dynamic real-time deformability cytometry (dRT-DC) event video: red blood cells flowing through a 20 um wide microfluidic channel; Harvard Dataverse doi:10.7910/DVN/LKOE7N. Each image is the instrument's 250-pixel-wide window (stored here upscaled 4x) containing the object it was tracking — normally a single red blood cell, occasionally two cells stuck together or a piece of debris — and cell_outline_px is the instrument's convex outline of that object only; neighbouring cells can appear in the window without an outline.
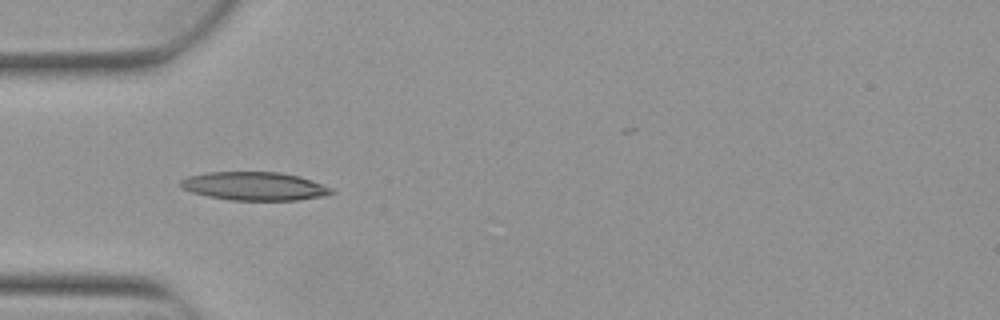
{"species": "Egyptian fruit bat (a non-hibernating species)", "species_latin": "Rousettus aegyptiacus", "temperature_condition": "warm", "stored_images_in_passage": 8, "camera_frame_rate_fps": 3000, "um_per_image_px": 0.085, "animal": {"sex": "female"}, "frame": {"image": 1, "passage_image": 5, "time_ms": 1.333, "image_size_px": [1000, 320], "cell_outline_px": [[336, 192], [328, 196], [296, 200], [232, 200], [208, 196], [192, 192], [180, 188], [180, 180], [188, 176], [208, 172], [280, 172], [300, 176], [332, 188]], "centroid_in_image_um": [21.65, 15.82], "position_along_channel_um": 63.3, "area_um2": 25.09}}
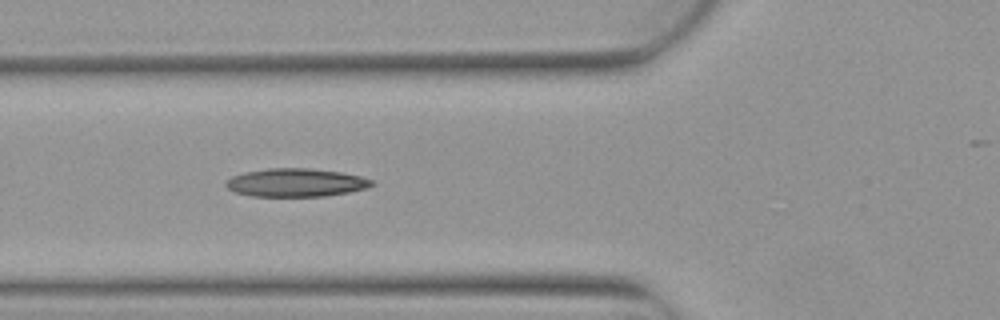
{"frame": {"image": 2, "passage_image": 6, "time_ms": 1.667, "image_size_px": [1000, 320], "cell_outline_px": [[376, 184], [364, 188], [348, 192], [324, 196], [252, 196], [236, 192], [228, 188], [224, 184], [232, 176], [244, 172], [268, 168], [308, 168], [340, 172], [360, 176], [376, 180]], "centroid_in_image_um": [25.17, 15.51], "position_along_channel_um": 100.6, "area_um2": 23.93}}
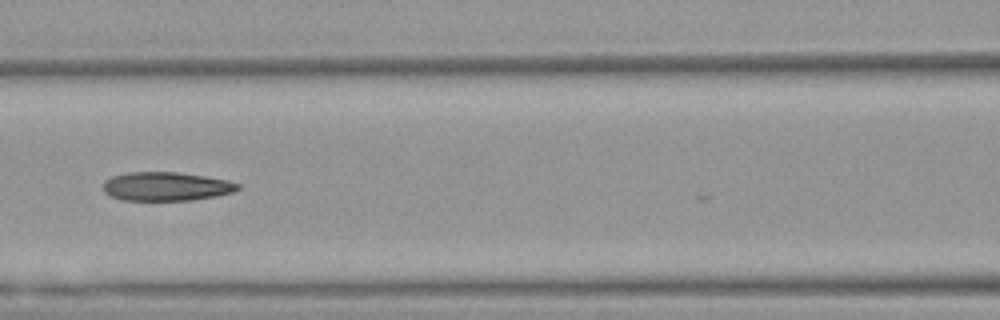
{"frame": {"image": 3, "passage_image": 7, "time_ms": 2.0, "image_size_px": [1000, 320], "cell_outline_px": [[240, 188], [232, 192], [216, 196], [192, 200], [124, 200], [112, 196], [104, 192], [104, 180], [112, 176], [128, 172], [176, 172], [204, 176], [228, 180], [240, 184]], "centroid_in_image_um": [14.13, 15.84], "position_along_channel_um": 152.5, "area_um2": 22.48}}